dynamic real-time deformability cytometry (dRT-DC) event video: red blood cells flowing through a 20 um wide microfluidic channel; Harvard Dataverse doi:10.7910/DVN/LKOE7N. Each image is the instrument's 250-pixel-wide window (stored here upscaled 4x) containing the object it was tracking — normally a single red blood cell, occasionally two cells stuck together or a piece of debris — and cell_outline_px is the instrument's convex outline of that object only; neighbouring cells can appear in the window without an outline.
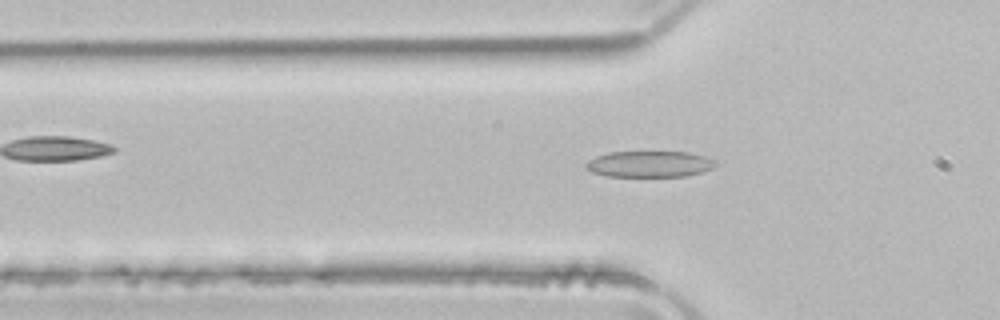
{"species": "common noctule bat (a hibernating species)", "species_latin": "Nyctalus noctula", "temperature_condition": "room temperature", "stored_images_in_passage": 46, "camera_frame_rate_fps": 3000, "um_per_image_px": 0.085, "animal": {"sex": "male", "body_mass_g": 21.5, "forearm_length_mm": 52.0}, "frame": {"image": 1, "passage_image": 11, "time_ms": 3.333, "image_size_px": [1000, 320], "cell_outline_px": [[716, 164], [712, 168], [704, 172], [684, 176], [608, 176], [592, 172], [584, 168], [584, 164], [588, 160], [596, 156], [608, 152], [688, 152], [704, 156], [716, 160]], "centroid_in_image_um": [55.19, 13.94], "position_along_channel_um": 70.6, "area_um2": 19.83}}
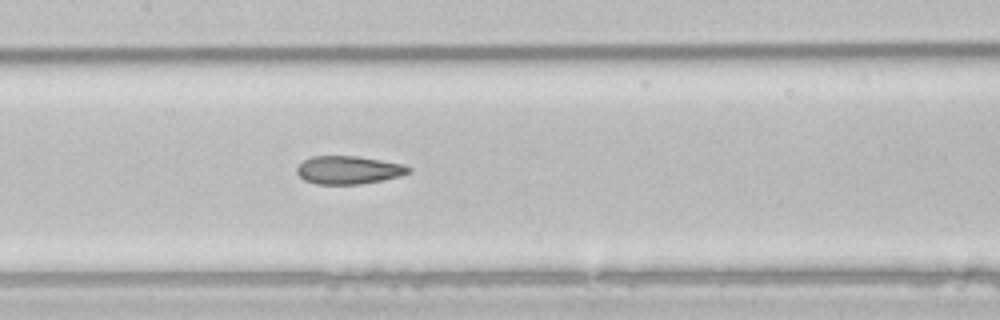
{"frame": {"image": 2, "passage_image": 19, "time_ms": 6.0, "image_size_px": [1000, 320], "cell_outline_px": [[412, 172], [400, 176], [360, 184], [316, 184], [304, 180], [296, 172], [296, 168], [304, 160], [312, 156], [356, 156], [404, 164], [412, 168]], "centroid_in_image_um": [29.64, 14.45], "position_along_channel_um": 177.8, "area_um2": 18.26}}
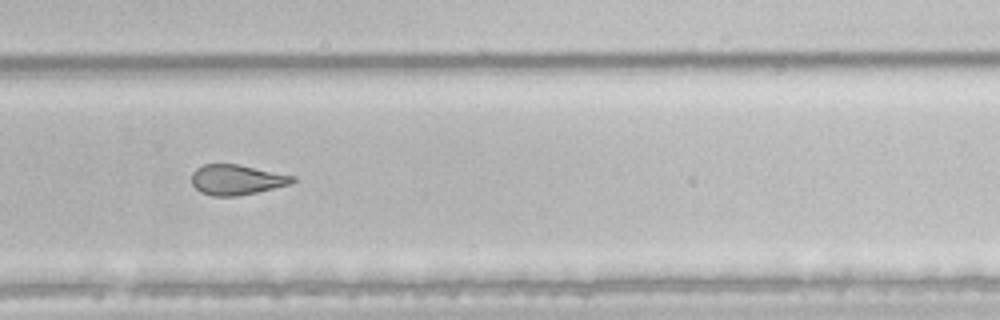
{"frame": {"image": 3, "passage_image": 29, "time_ms": 9.333, "image_size_px": [1000, 320], "cell_outline_px": [[296, 180], [288, 184], [256, 192], [236, 196], [212, 196], [200, 192], [192, 184], [192, 172], [196, 168], [204, 164], [236, 164], [296, 176]], "centroid_in_image_um": [20.08, 15.27], "position_along_channel_um": 309.7, "area_um2": 17.57}, "authors_computed_cell_mechanics": {"area_um2": 20.1433, "velocity_mm_per_s": 3.9763, "shape_relaxation_time_tau1_ms": null, "shape_relaxation_time_tau2_ms": 2.2424, "deformation_change_tau1": null, "deformation_change_tau2": 0.1155}}